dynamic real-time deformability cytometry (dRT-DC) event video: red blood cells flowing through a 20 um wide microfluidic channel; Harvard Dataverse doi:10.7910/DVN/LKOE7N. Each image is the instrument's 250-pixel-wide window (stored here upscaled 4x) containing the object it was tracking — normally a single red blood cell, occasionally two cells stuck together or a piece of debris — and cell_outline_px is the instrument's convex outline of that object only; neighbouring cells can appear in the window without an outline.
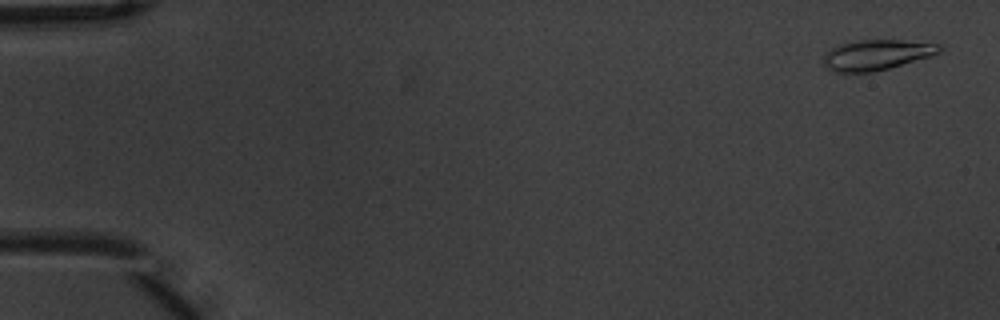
{"species": "common noctule bat (a hibernating species)", "species_latin": "Nyctalus noctula", "temperature_condition": "warm", "stored_images_in_passage": 6, "camera_frame_rate_fps": 3000, "um_per_image_px": 0.085, "animal": {"sex": "male", "body_mass_g": 20.1, "forearm_length_mm": 53.5}, "frame": {"image": 1, "passage_image": 1, "time_ms": 0.0, "image_size_px": [1000, 320], "cell_outline_px": [[944, 48], [940, 52], [928, 56], [888, 68], [872, 72], [832, 72], [824, 64], [824, 56], [832, 48], [840, 44], [856, 40], [904, 40], [940, 44]], "centroid_in_image_um": [74.51, 4.65], "position_along_channel_um": 10.5, "area_um2": 20.23}}